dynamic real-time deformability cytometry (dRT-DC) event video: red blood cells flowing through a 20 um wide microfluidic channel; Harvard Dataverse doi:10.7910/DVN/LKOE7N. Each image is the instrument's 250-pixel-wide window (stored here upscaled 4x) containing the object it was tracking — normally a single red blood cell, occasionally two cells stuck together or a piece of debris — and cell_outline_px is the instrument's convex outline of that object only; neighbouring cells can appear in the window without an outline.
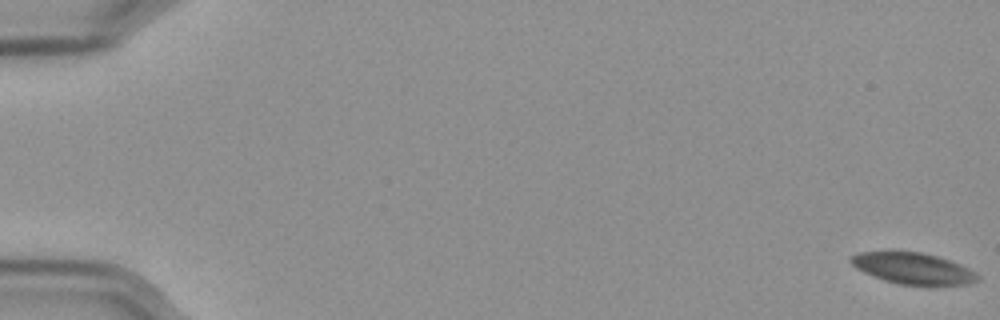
{"species": "Egyptian fruit bat (a non-hibernating species)", "species_latin": "Rousettus aegyptiacus", "temperature_condition": "cold", "stored_images_in_passage": 60, "camera_frame_rate_fps": 3000, "um_per_image_px": 0.085, "frame": {"image": 1, "passage_image": 1, "time_ms": 0.0, "image_size_px": [1000, 320], "cell_outline_px": [[980, 280], [968, 284], [932, 288], [928, 288], [900, 284], [884, 280], [864, 272], [856, 268], [848, 260], [852, 256], [860, 252], [920, 252], [936, 256], [960, 264], [976, 272], [980, 276]], "centroid_in_image_um": [77.69, 22.87], "position_along_channel_um": 7.3, "area_um2": 23.64}}
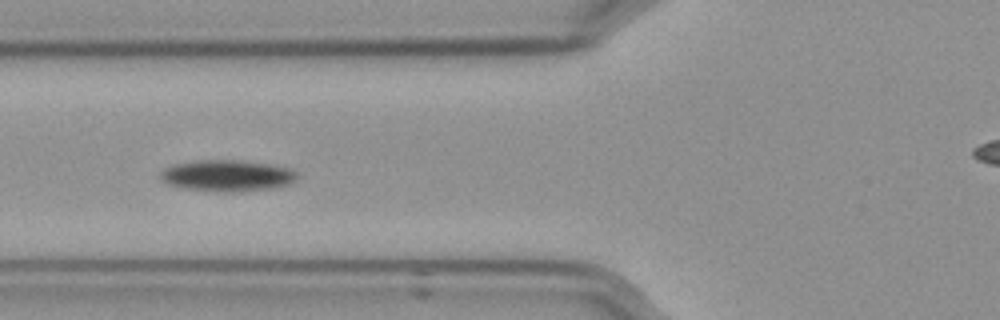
{"frame": {"image": 2, "passage_image": 24, "time_ms": 7.667, "image_size_px": [1000, 320], "cell_outline_px": [[296, 180], [288, 184], [272, 188], [232, 192], [224, 192], [184, 188], [168, 184], [160, 176], [160, 172], [164, 168], [172, 164], [196, 160], [240, 160], [268, 164], [288, 168], [296, 172]], "centroid_in_image_um": [19.28, 14.92], "position_along_channel_um": 106.5, "area_um2": 24.8}}
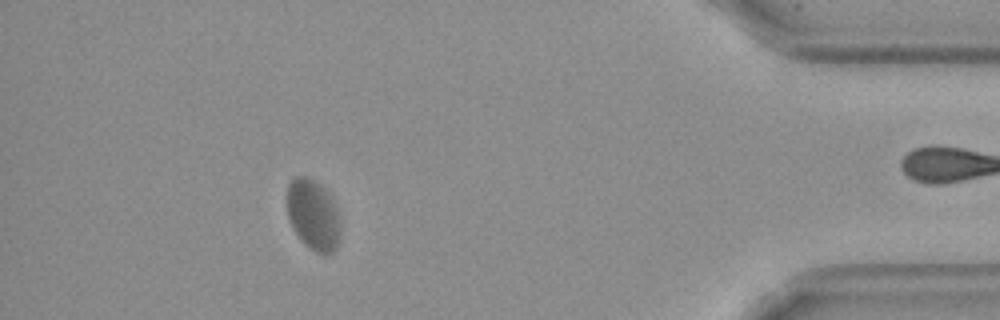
{"frame": {"image": 3, "passage_image": 54, "time_ms": 17.667, "image_size_px": [1000, 320], "cell_outline_px": [[340, 232], [336, 248], [332, 252], [316, 252], [304, 244], [296, 232], [288, 216], [288, 184], [296, 176], [308, 176], [320, 184], [324, 188], [332, 200], [336, 208], [340, 220]], "centroid_in_image_um": [26.63, 18.24], "position_along_channel_um": 408.6, "area_um2": 21.56}, "authors_computed_cell_mechanics": {"area_um2": 23.0044, "velocity_mm_per_s": 3.4967, "shape_relaxation_time_tau1_ms": 2.6153, "shape_relaxation_time_tau2_ms": null, "deformation_change_tau1": 0.0741, "deformation_change_tau2": null}}